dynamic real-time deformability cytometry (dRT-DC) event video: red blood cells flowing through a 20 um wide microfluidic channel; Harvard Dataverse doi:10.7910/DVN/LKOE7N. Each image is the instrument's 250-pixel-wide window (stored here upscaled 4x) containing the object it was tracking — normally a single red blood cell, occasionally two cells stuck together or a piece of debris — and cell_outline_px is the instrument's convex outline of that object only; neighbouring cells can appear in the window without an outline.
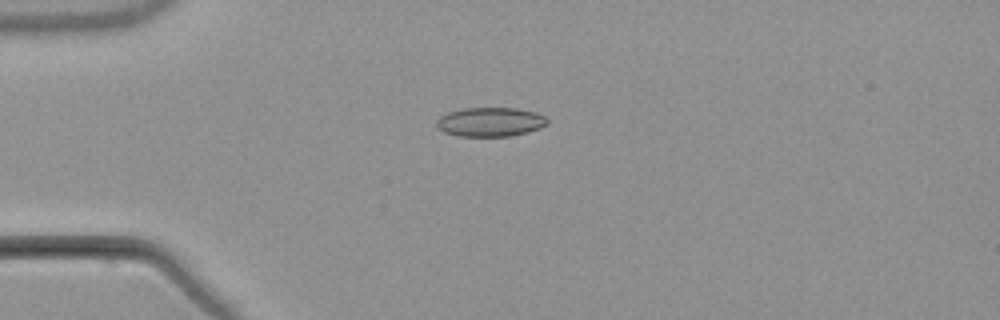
{"species": "common noctule bat (a hibernating species)", "species_latin": "Nyctalus noctula", "temperature_condition": "warm", "stored_images_in_passage": 8, "camera_frame_rate_fps": 3000, "um_per_image_px": 0.085, "animal": {"sex": "male", "body_mass_g": 21.5, "forearm_length_mm": 52.0}, "frame": {"image": 1, "passage_image": 5, "time_ms": 4.667, "image_size_px": [1000, 320], "cell_outline_px": [[548, 124], [540, 128], [528, 132], [512, 136], [460, 136], [444, 132], [436, 124], [436, 120], [440, 116], [448, 112], [464, 108], [516, 108], [536, 112], [544, 116], [548, 120]], "centroid_in_image_um": [41.7, 10.36], "position_along_channel_um": 43.3, "area_um2": 18.84}}
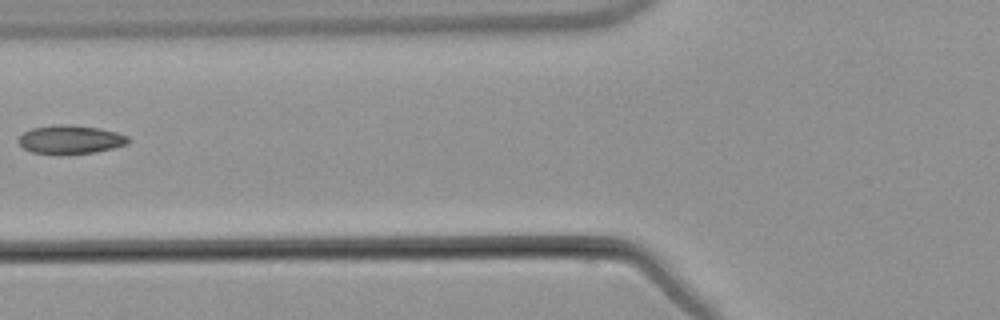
{"frame": {"image": 2, "passage_image": 7, "time_ms": 7.333, "image_size_px": [1000, 320], "cell_outline_px": [[128, 144], [96, 152], [68, 156], [60, 156], [32, 152], [24, 148], [20, 144], [20, 136], [24, 132], [32, 128], [56, 124], [68, 124], [100, 128], [116, 132], [128, 136]], "centroid_in_image_um": [5.99, 11.89], "position_along_channel_um": 119.8, "area_um2": 18.67}}
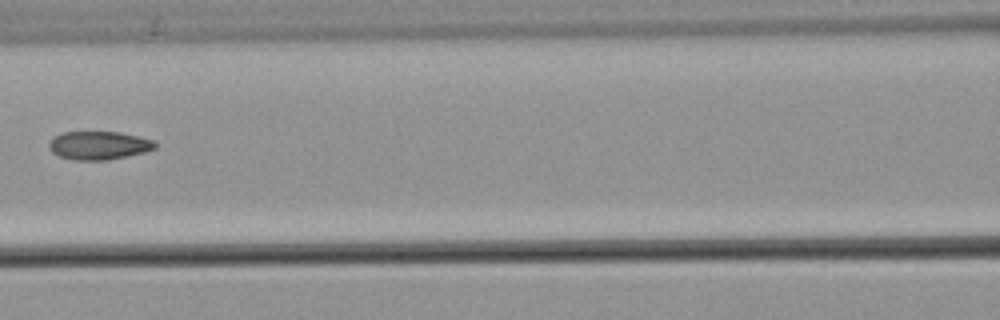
{"frame": {"image": 3, "passage_image": 8, "time_ms": 8.333, "image_size_px": [1000, 320], "cell_outline_px": [[156, 148], [144, 152], [108, 160], [72, 160], [60, 156], [52, 152], [48, 148], [48, 144], [52, 136], [60, 132], [120, 132], [140, 136], [152, 140], [156, 144]], "centroid_in_image_um": [8.36, 12.35], "position_along_channel_um": 158.2, "area_um2": 17.69}}